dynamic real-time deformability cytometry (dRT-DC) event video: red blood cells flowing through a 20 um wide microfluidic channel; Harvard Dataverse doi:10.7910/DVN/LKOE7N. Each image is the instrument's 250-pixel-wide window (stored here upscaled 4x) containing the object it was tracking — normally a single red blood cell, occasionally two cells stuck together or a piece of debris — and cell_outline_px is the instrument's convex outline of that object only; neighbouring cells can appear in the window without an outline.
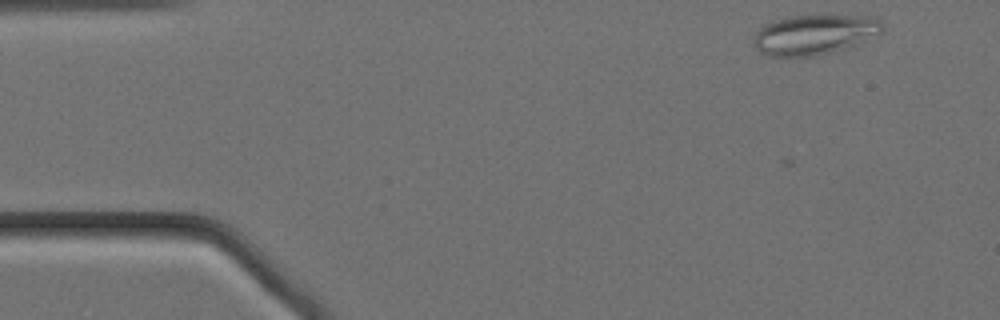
{"species": "Egyptian fruit bat (a non-hibernating species)", "species_latin": "Rousettus aegyptiacus", "temperature_condition": "cold", "stored_images_in_passage": 2, "camera_frame_rate_fps": 3000, "um_per_image_px": 0.085, "animal": {"sex": "female"}, "frame": {"image": 1, "passage_image": 2, "time_ms": 0.333, "image_size_px": [1000, 320], "cell_outline_px": [[884, 28], [880, 32], [852, 44], [832, 52], [816, 56], [768, 56], [760, 52], [756, 48], [752, 40], [756, 32], [764, 24], [772, 20], [788, 16], [816, 12], [876, 16], [880, 20]], "centroid_in_image_um": [69.19, 2.86], "position_along_channel_um": 15.8, "area_um2": 30.87}}